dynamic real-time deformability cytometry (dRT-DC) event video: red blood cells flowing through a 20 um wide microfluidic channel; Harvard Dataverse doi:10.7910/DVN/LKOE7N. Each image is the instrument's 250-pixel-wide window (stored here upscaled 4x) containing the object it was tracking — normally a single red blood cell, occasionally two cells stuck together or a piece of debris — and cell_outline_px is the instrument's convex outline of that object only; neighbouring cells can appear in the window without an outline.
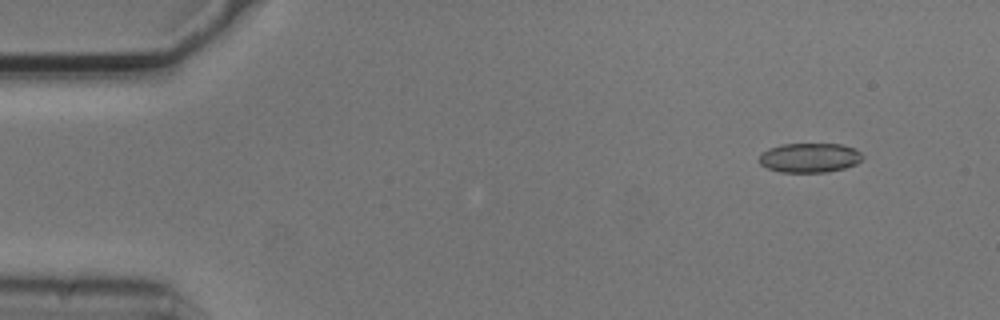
{"species": "common noctule bat (a hibernating species)", "species_latin": "Nyctalus noctula", "temperature_condition": "cold", "stored_images_in_passage": 4, "camera_frame_rate_fps": 3000, "um_per_image_px": 0.085, "animal": {"sex": "male", "body_mass_g": 20.5, "forearm_length_mm": 52.5}, "frame": {"image": 1, "passage_image": 2, "time_ms": 0.333, "image_size_px": [1000, 320], "cell_outline_px": [[864, 156], [856, 164], [844, 168], [824, 172], [780, 172], [768, 168], [760, 164], [760, 156], [768, 148], [784, 144], [840, 144], [856, 148]], "centroid_in_image_um": [68.84, 13.4], "position_along_channel_um": 16.2, "area_um2": 17.63}}
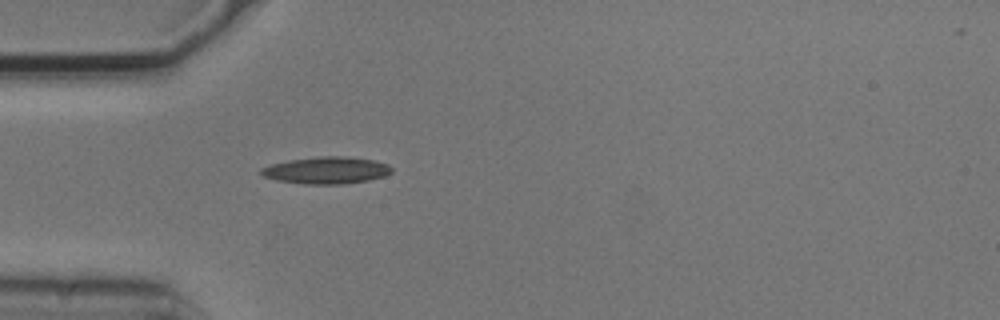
{"frame": {"image": 2, "passage_image": 4, "time_ms": 1.0, "image_size_px": [1000, 320], "cell_outline_px": [[392, 172], [384, 176], [368, 180], [340, 184], [304, 184], [276, 180], [264, 176], [260, 172], [260, 168], [272, 164], [292, 160], [320, 156], [344, 156], [376, 160], [388, 164], [392, 168]], "centroid_in_image_um": [27.77, 14.47], "position_along_channel_um": 57.2, "area_um2": 20.4}}